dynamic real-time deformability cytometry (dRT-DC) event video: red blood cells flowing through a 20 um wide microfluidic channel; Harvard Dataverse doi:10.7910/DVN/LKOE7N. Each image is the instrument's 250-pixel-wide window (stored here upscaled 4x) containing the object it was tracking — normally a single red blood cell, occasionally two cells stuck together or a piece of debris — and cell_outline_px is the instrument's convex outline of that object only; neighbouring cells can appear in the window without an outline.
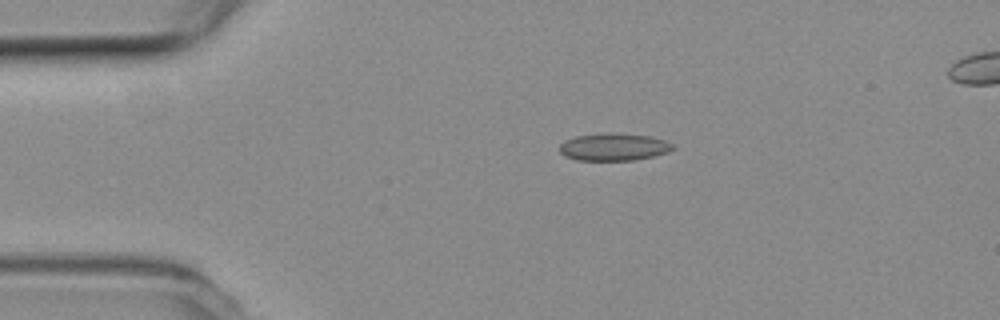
{"species": "common noctule bat (a hibernating species)", "species_latin": "Nyctalus noctula", "temperature_condition": "room temperature", "stored_images_in_passage": 6, "camera_frame_rate_fps": 3000, "um_per_image_px": 0.085, "animal": {"sex": "female", "body_mass_g": 19.3, "forearm_length_mm": 54.1}, "frame": {"image": 1, "passage_image": 4, "time_ms": 1.0, "image_size_px": [1000, 320], "cell_outline_px": [[676, 148], [668, 152], [652, 156], [632, 160], [576, 160], [564, 156], [560, 152], [560, 144], [564, 140], [576, 136], [648, 136], [664, 140], [672, 144]], "centroid_in_image_um": [52.15, 12.55], "position_along_channel_um": 32.8, "area_um2": 16.99}}